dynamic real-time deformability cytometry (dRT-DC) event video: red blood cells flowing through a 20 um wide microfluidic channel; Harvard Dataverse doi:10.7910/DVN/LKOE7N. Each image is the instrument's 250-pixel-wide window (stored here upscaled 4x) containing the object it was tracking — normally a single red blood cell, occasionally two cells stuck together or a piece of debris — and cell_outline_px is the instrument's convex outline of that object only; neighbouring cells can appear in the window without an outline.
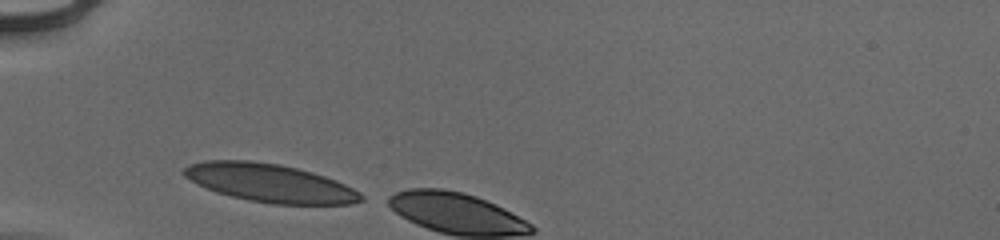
{"species": "human", "species_latin": "Homo sapiens", "temperature_condition": "cold", "stored_images_in_passage": 3, "camera_frame_rate_fps": 3000, "um_per_image_px": 0.085, "donor": {"sex": "male"}, "frame": {"image": 1, "passage_image": 1, "time_ms": 0.0, "image_size_px": [1000, 240], "cell_outline_px": [[364, 200], [352, 204], [272, 204], [248, 200], [216, 192], [196, 184], [184, 176], [180, 172], [188, 164], [204, 160], [248, 160], [280, 164], [312, 172], [336, 180], [360, 192], [364, 196]], "centroid_in_image_um": [22.91, 15.55], "position_along_channel_um": 62.1, "area_um2": 39.59}}